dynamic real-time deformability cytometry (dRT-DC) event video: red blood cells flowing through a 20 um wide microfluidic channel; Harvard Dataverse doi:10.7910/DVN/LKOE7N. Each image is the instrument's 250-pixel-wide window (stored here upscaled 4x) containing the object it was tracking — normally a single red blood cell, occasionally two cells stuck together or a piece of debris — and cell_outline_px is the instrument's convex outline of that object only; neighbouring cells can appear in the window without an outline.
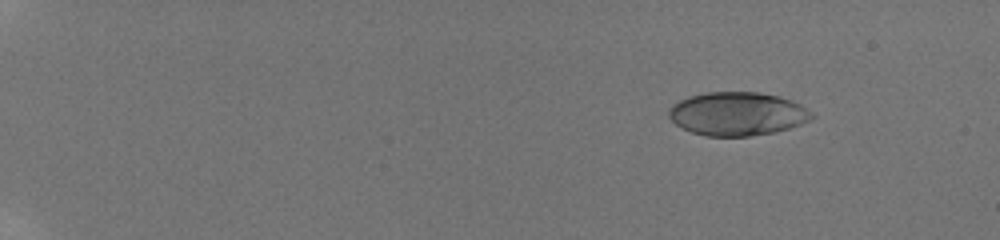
{"species": "human", "species_latin": "Homo sapiens", "temperature_condition": "room temperature", "stored_images_in_passage": 18, "camera_frame_rate_fps": 3000, "um_per_image_px": 0.085, "donor": {"sex": "male"}, "frame": {"image": 1, "passage_image": 5, "time_ms": 2.667, "image_size_px": [1000, 240], "cell_outline_px": [[816, 116], [800, 124], [776, 132], [748, 136], [704, 136], [692, 132], [676, 124], [668, 116], [668, 112], [672, 104], [688, 96], [704, 92], [760, 92], [792, 100], [800, 104], [812, 112]], "centroid_in_image_um": [62.67, 9.67], "position_along_channel_um": 22.3, "area_um2": 36.24}}
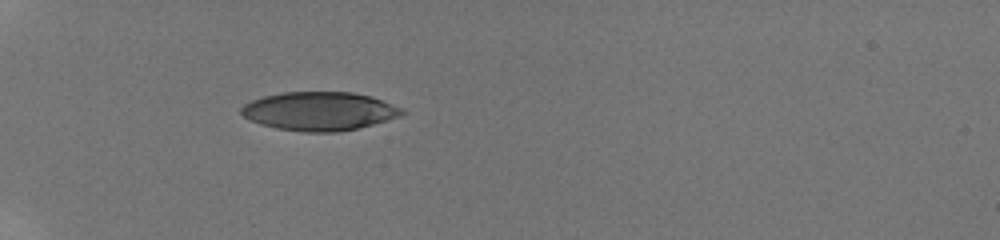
{"frame": {"image": 2, "passage_image": 12, "time_ms": 7.0, "image_size_px": [1000, 240], "cell_outline_px": [[404, 112], [400, 116], [372, 124], [356, 128], [336, 132], [304, 132], [276, 128], [260, 124], [244, 116], [240, 112], [240, 108], [244, 104], [252, 100], [264, 96], [280, 92], [352, 92], [372, 96], [404, 108]], "centroid_in_image_um": [27.14, 9.44], "position_along_channel_um": 57.9, "area_um2": 36.13}}
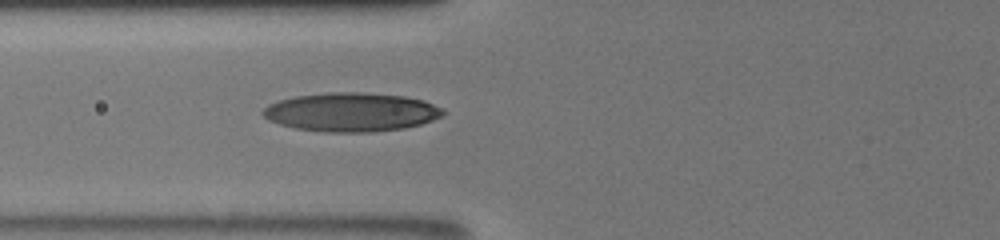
{"frame": {"image": 3, "passage_image": 18, "time_ms": 8.667, "image_size_px": [1000, 240], "cell_outline_px": [[444, 112], [440, 116], [432, 120], [420, 124], [404, 128], [372, 132], [324, 132], [296, 128], [280, 124], [268, 120], [260, 112], [268, 104], [280, 100], [296, 96], [332, 92], [360, 92], [404, 96], [424, 100], [440, 108]], "centroid_in_image_um": [29.82, 9.53], "position_along_channel_um": 96.0, "area_um2": 40.52}}